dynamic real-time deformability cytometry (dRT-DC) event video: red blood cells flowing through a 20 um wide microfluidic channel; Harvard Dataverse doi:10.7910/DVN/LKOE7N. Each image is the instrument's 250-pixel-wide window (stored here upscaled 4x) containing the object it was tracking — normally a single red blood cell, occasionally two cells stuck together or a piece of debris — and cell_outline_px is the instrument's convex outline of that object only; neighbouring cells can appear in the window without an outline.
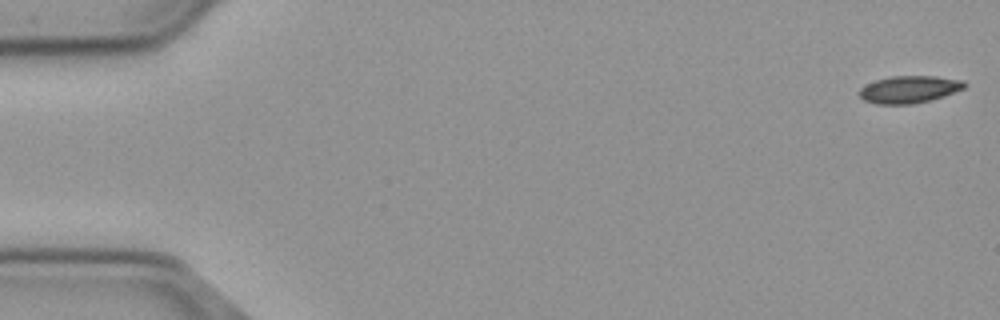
{"species": "common noctule bat (a hibernating species)", "species_latin": "Nyctalus noctula", "temperature_condition": "cold", "stored_images_in_passage": 55, "camera_frame_rate_fps": 3000, "um_per_image_px": 0.085, "animal": {"sex": "male", "body_mass_g": 23.1, "forearm_length_mm": 52.7}, "frame": {"image": 1, "passage_image": 1, "time_ms": 0.0, "image_size_px": [1000, 320], "cell_outline_px": [[968, 84], [964, 88], [928, 100], [912, 104], [876, 104], [864, 100], [860, 96], [860, 88], [876, 80], [892, 76], [936, 76], [964, 80]], "centroid_in_image_um": [77.28, 7.58], "position_along_channel_um": 7.7, "area_um2": 16.42}}
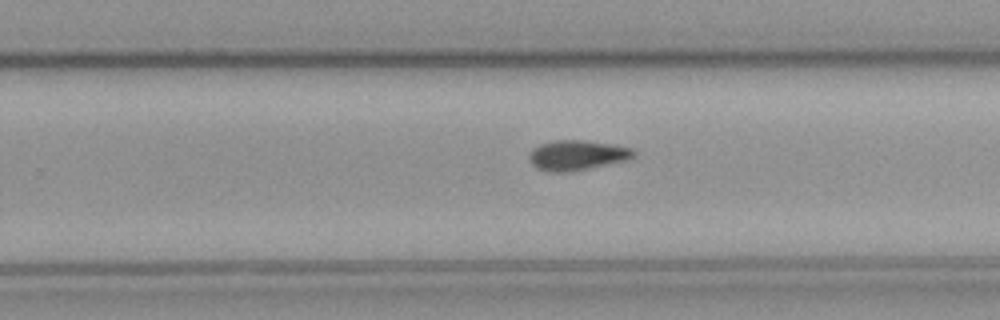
{"frame": {"image": 2, "passage_image": 35, "time_ms": 11.333, "image_size_px": [1000, 320], "cell_outline_px": [[636, 156], [624, 160], [584, 168], [556, 172], [536, 168], [528, 160], [528, 156], [532, 148], [540, 144], [552, 140], [584, 140], [612, 144], [632, 148], [636, 152]], "centroid_in_image_um": [49.01, 13.15], "position_along_channel_um": 280.8, "area_um2": 17.86}}
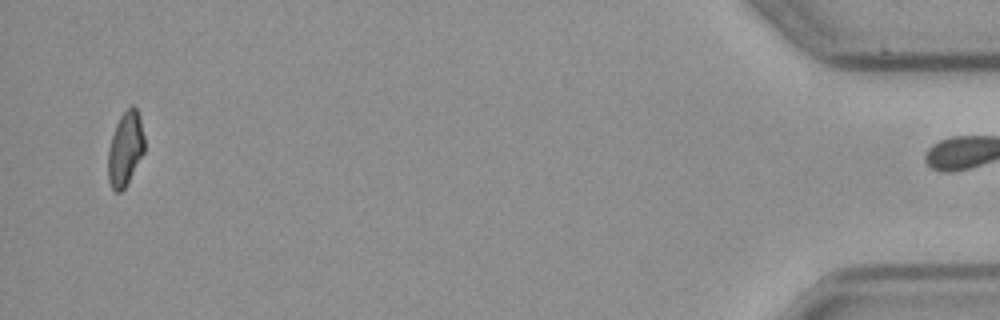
{"frame": {"image": 3, "passage_image": 54, "time_ms": 17.667, "image_size_px": [1000, 320], "cell_outline_px": [[144, 152], [124, 188], [120, 192], [116, 192], [112, 188], [108, 180], [108, 148], [116, 124], [120, 116], [132, 104], [136, 108], [140, 116], [144, 136]], "centroid_in_image_um": [10.65, 12.63], "position_along_channel_um": 424.6, "area_um2": 15.61}, "authors_computed_cell_mechanics": {"area_um2": 17.2822, "velocity_mm_per_s": 3.6926, "shape_relaxation_time_tau1_ms": 5.7641, "shape_relaxation_time_tau2_ms": null, "deformation_change_tau1": 0.1243, "deformation_change_tau2": null}}